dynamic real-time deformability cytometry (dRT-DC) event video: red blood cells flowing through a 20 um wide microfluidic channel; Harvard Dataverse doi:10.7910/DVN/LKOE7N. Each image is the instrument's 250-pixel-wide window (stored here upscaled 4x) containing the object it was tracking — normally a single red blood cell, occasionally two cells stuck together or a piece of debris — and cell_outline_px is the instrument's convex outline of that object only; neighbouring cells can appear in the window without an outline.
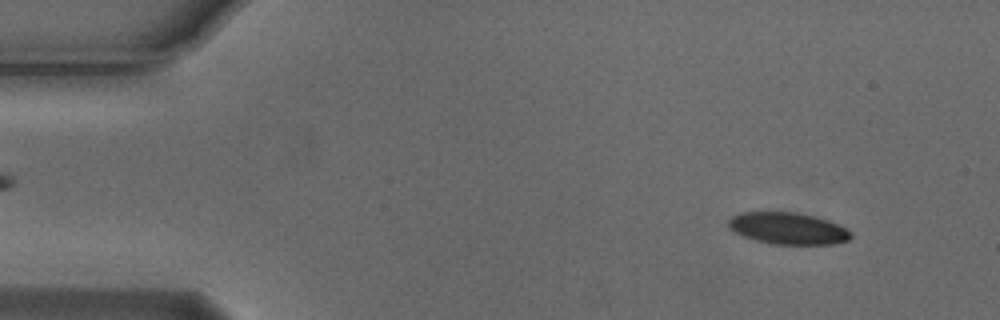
{"species": "Egyptian fruit bat (a non-hibernating species)", "species_latin": "Rousettus aegyptiacus", "temperature_condition": "cold", "stored_images_in_passage": 54, "camera_frame_rate_fps": 3000, "um_per_image_px": 0.085, "animal": {"sex": "male"}, "frame": {"image": 1, "passage_image": 5, "time_ms": 1.333, "image_size_px": [1000, 320], "cell_outline_px": [[852, 236], [848, 240], [832, 244], [768, 244], [744, 236], [728, 228], [728, 220], [732, 216], [740, 212], [796, 212], [828, 220], [852, 232]], "centroid_in_image_um": [66.95, 19.41], "position_along_channel_um": 18.1, "area_um2": 22.54}}
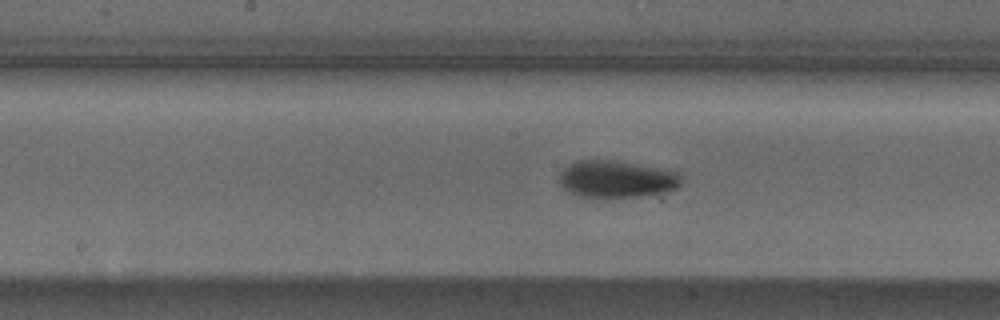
{"frame": {"image": 2, "passage_image": 27, "time_ms": 8.667, "image_size_px": [1000, 320], "cell_outline_px": [[684, 180], [676, 188], [668, 192], [640, 196], [576, 196], [564, 188], [560, 184], [560, 172], [568, 164], [576, 160], [612, 160], [680, 172]], "centroid_in_image_um": [52.43, 15.21], "position_along_channel_um": 195.8, "area_um2": 26.18}}
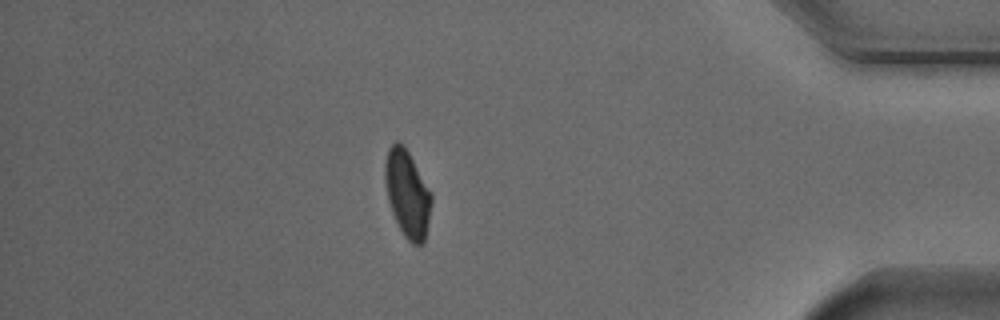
{"frame": {"image": 3, "passage_image": 47, "time_ms": 15.333, "image_size_px": [1000, 320], "cell_outline_px": [[432, 200], [424, 244], [412, 244], [404, 236], [392, 212], [388, 200], [384, 180], [384, 164], [388, 148], [396, 140], [404, 144], [432, 192]], "centroid_in_image_um": [34.62, 16.42], "position_along_channel_um": 400.6, "area_um2": 23.7}, "authors_computed_cell_mechanics": {"area_um2": 24.1026, "velocity_mm_per_s": 3.7058, "shape_relaxation_time_tau1_ms": 4.1053, "shape_relaxation_time_tau2_ms": 2.4383, "deformation_change_tau1": 0.1196, "deformation_change_tau2": 0.0697}}